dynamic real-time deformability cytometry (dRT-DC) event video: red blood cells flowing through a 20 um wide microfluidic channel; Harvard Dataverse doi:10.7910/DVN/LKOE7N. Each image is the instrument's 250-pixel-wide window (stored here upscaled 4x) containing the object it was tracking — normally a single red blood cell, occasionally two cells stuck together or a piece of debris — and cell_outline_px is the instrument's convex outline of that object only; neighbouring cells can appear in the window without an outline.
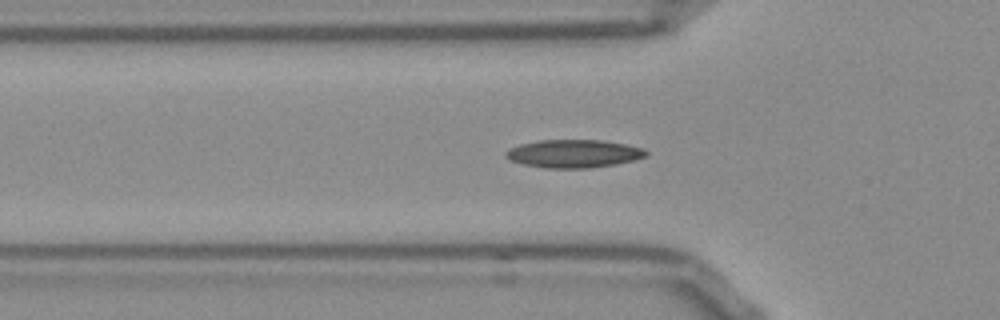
{"species": "Egyptian fruit bat (a non-hibernating species)", "species_latin": "Rousettus aegyptiacus", "temperature_condition": "room temperature", "stored_images_in_passage": 39, "camera_frame_rate_fps": 3000, "um_per_image_px": 0.085, "frame": {"image": 1, "passage_image": 2, "time_ms": 0.333, "image_size_px": [1000, 320], "cell_outline_px": [[648, 156], [636, 160], [616, 164], [588, 168], [544, 168], [524, 164], [508, 160], [504, 156], [504, 152], [508, 148], [520, 144], [540, 140], [600, 140], [624, 144], [644, 148], [648, 152]], "centroid_in_image_um": [48.75, 13.06], "position_along_channel_um": 77.0, "area_um2": 23.12}}
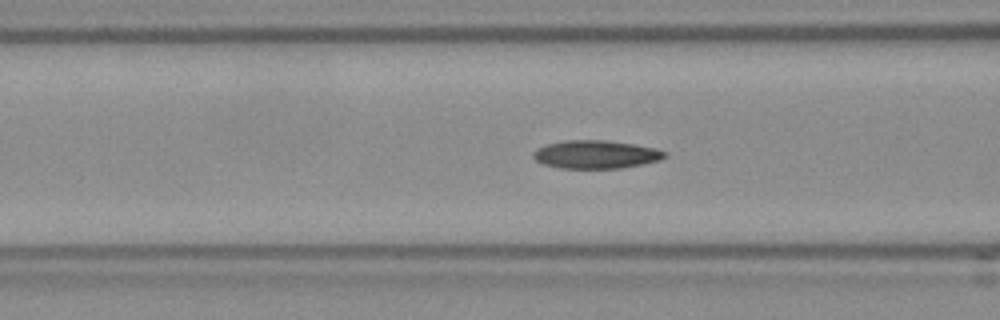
{"frame": {"image": 2, "passage_image": 5, "time_ms": 1.333, "image_size_px": [1000, 320], "cell_outline_px": [[668, 156], [660, 160], [620, 168], [560, 168], [544, 164], [536, 160], [532, 156], [532, 152], [536, 148], [548, 144], [564, 140], [608, 140], [656, 148], [668, 152]], "centroid_in_image_um": [50.65, 13.12], "position_along_channel_um": 115.9, "area_um2": 21.62}}
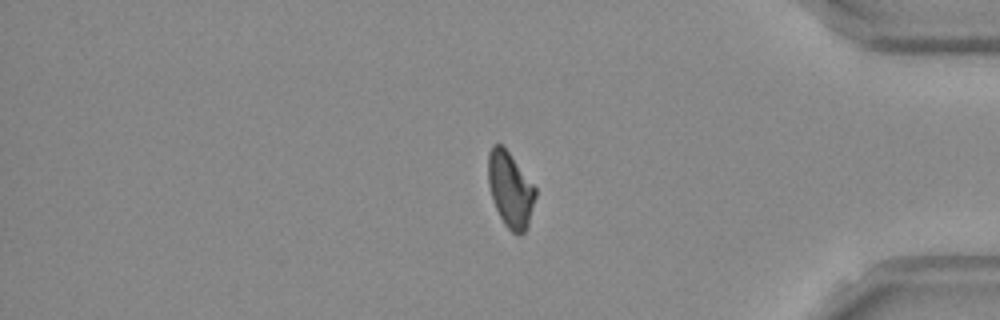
{"frame": {"image": 3, "passage_image": 29, "time_ms": 9.333, "image_size_px": [1000, 320], "cell_outline_px": [[536, 196], [528, 228], [520, 236], [512, 232], [504, 224], [496, 208], [488, 184], [488, 152], [492, 144], [500, 144], [508, 152], [536, 188]], "centroid_in_image_um": [43.38, 16.15], "position_along_channel_um": 391.8, "area_um2": 20.63}, "authors_computed_cell_mechanics": {"area_um2": 21.1548, "velocity_mm_per_s": 3.8026, "shape_relaxation_time_tau1_ms": null, "shape_relaxation_time_tau2_ms": 4.5336, "deformation_change_tau1": null, "deformation_change_tau2": 0.1075}}